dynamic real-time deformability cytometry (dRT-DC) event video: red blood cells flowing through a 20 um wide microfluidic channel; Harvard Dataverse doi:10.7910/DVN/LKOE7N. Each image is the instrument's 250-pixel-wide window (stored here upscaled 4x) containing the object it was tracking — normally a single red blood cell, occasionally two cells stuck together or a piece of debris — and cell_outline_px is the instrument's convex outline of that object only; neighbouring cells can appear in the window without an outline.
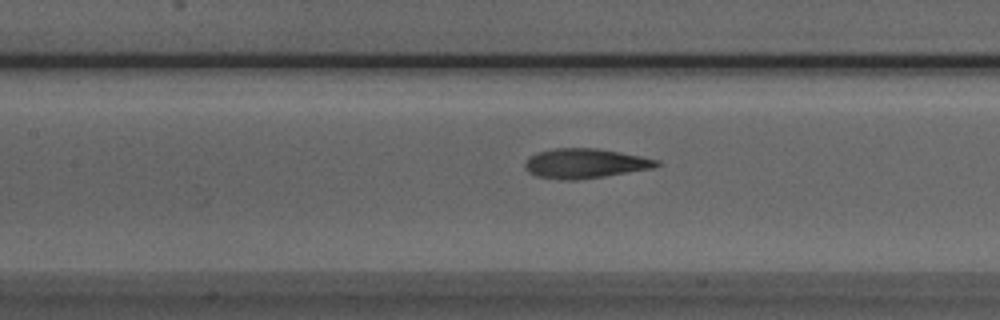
{"species": "Egyptian fruit bat (a non-hibernating species)", "species_latin": "Rousettus aegyptiacus", "temperature_condition": "room temperature", "stored_images_in_passage": 51, "camera_frame_rate_fps": 3000, "um_per_image_px": 0.085, "animal": {"sex": "male"}, "frame": {"image": 1, "passage_image": 23, "time_ms": 7.333, "image_size_px": [1000, 320], "cell_outline_px": [[664, 164], [652, 168], [604, 176], [576, 180], [564, 180], [536, 176], [528, 172], [524, 164], [528, 156], [536, 152], [556, 148], [596, 148], [620, 152], [660, 160]], "centroid_in_image_um": [49.72, 13.88], "position_along_channel_um": 157.7, "area_um2": 22.83}}
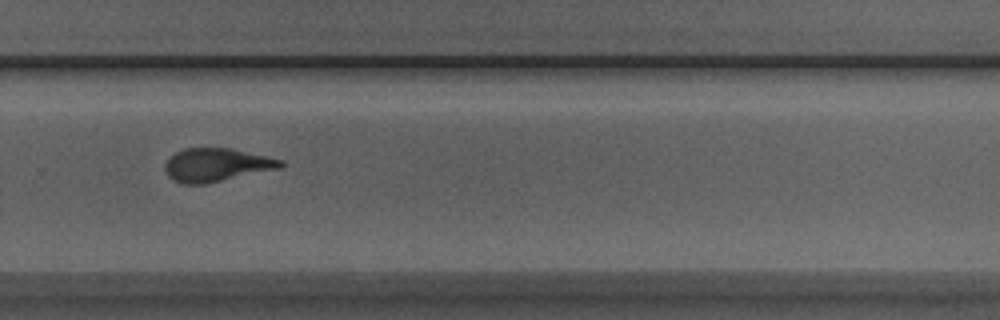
{"frame": {"image": 2, "passage_image": 35, "time_ms": 11.333, "image_size_px": [1000, 320], "cell_outline_px": [[284, 164], [280, 168], [204, 184], [184, 184], [172, 180], [168, 176], [164, 168], [164, 164], [176, 152], [184, 148], [232, 148], [284, 160]], "centroid_in_image_um": [18.39, 14.01], "position_along_channel_um": 311.4, "area_um2": 22.37}}
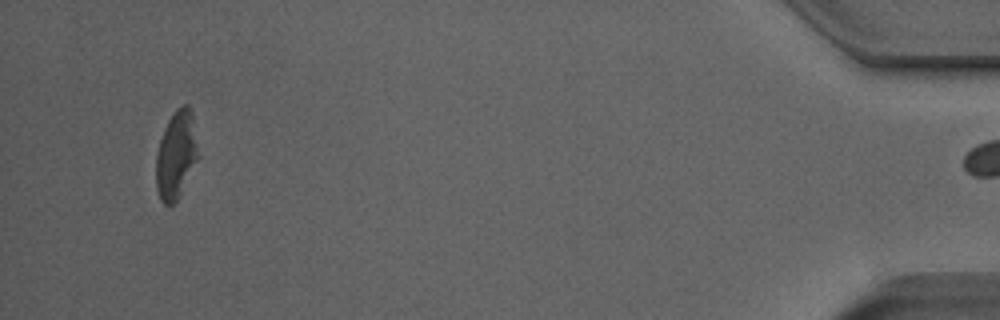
{"frame": {"image": 3, "passage_image": 50, "time_ms": 16.333, "image_size_px": [1000, 320], "cell_outline_px": [[200, 156], [176, 200], [172, 204], [164, 204], [160, 200], [156, 188], [156, 156], [160, 140], [164, 128], [168, 120], [176, 108], [184, 104], [188, 104], [192, 112]], "centroid_in_image_um": [14.98, 13.13], "position_along_channel_um": 420.2, "area_um2": 21.62}, "authors_computed_cell_mechanics": {"area_um2": 22.9466, "velocity_mm_per_s": 3.8528, "shape_relaxation_time_tau1_ms": 4.8719, "shape_relaxation_time_tau2_ms": 1.7934, "deformation_change_tau1": 0.1658, "deformation_change_tau2": 0.1066}}